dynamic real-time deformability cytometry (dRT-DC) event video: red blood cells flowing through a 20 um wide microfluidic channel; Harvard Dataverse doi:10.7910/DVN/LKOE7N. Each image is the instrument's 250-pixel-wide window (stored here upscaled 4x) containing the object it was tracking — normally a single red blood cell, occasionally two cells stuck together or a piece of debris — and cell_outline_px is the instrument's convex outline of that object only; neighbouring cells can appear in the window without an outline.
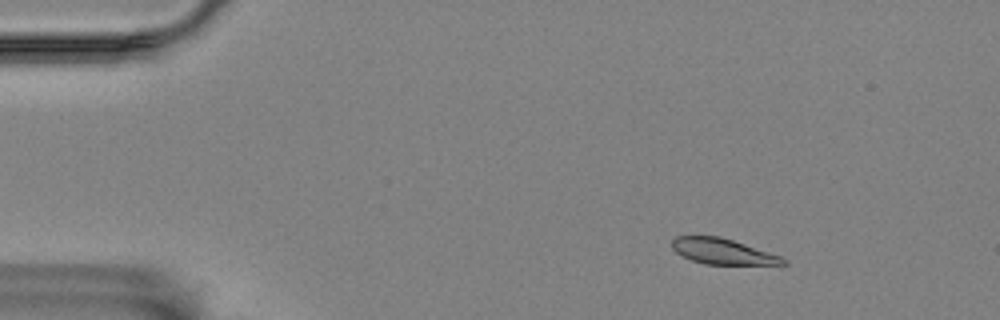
{"species": "Egyptian fruit bat (a non-hibernating species)", "species_latin": "Rousettus aegyptiacus", "temperature_condition": "room temperature", "stored_images_in_passage": 57, "camera_frame_rate_fps": 3000, "um_per_image_px": 0.085, "animal": {"sex": "female"}, "frame": {"image": 1, "passage_image": 8, "time_ms": 2.333, "image_size_px": [1000, 320], "cell_outline_px": [[788, 264], [704, 264], [692, 260], [676, 252], [672, 248], [672, 240], [676, 236], [720, 236], [780, 256], [788, 260]], "centroid_in_image_um": [61.41, 21.37], "position_along_channel_um": 23.6, "area_um2": 16.3}}
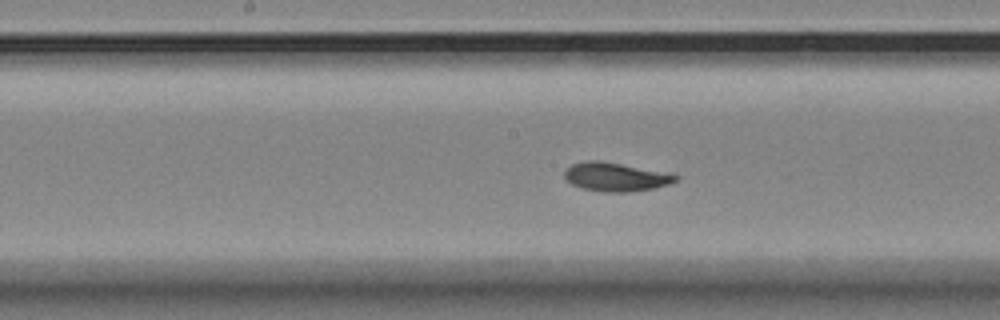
{"frame": {"image": 2, "passage_image": 29, "time_ms": 9.333, "image_size_px": [1000, 320], "cell_outline_px": [[680, 180], [668, 184], [652, 188], [628, 192], [604, 192], [580, 188], [572, 184], [564, 176], [564, 172], [572, 164], [584, 160], [600, 160], [672, 172], [680, 176]], "centroid_in_image_um": [52.39, 15.02], "position_along_channel_um": 195.8, "area_um2": 18.96}}
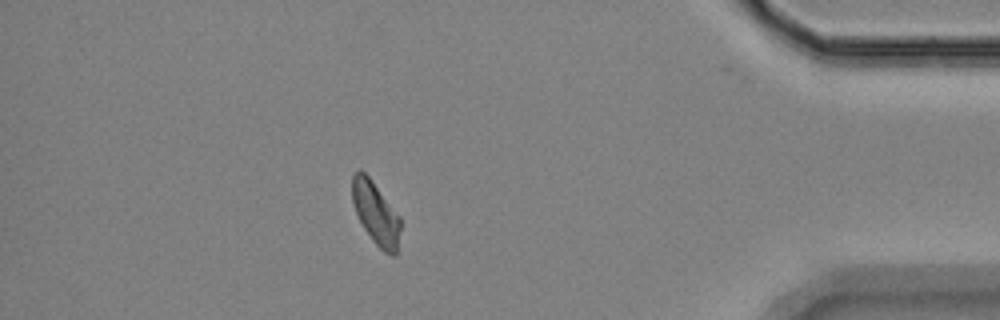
{"frame": {"image": 3, "passage_image": 50, "time_ms": 16.333, "image_size_px": [1000, 320], "cell_outline_px": [[400, 228], [396, 256], [392, 256], [384, 252], [372, 240], [364, 228], [356, 212], [352, 200], [352, 176], [360, 168], [372, 180], [400, 216]], "centroid_in_image_um": [31.94, 18.12], "position_along_channel_um": 403.3, "area_um2": 17.51}, "authors_computed_cell_mechanics": {"area_um2": 18.2648, "velocity_mm_per_s": 3.5387, "shape_relaxation_time_tau1_ms": 2.9784, "shape_relaxation_time_tau2_ms": 3.6915, "deformation_change_tau1": 0.1156, "deformation_change_tau2": 0.0587}}